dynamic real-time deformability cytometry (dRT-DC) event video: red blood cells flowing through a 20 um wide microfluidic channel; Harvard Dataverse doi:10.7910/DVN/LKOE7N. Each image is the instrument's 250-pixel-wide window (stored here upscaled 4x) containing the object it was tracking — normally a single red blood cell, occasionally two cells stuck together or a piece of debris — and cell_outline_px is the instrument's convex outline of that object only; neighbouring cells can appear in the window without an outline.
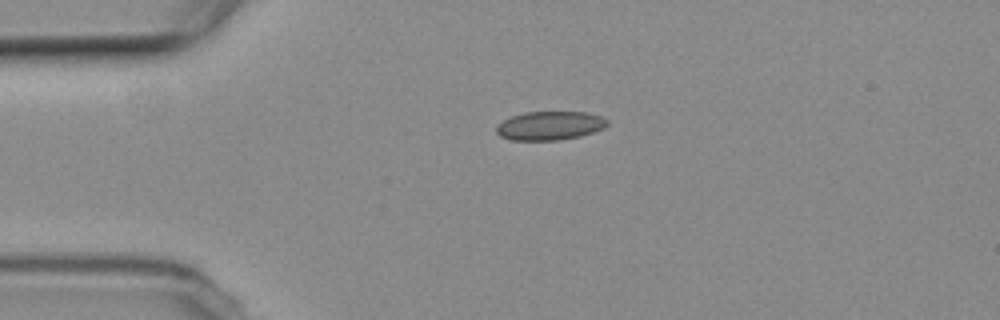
{"species": "common noctule bat (a hibernating species)", "species_latin": "Nyctalus noctula", "temperature_condition": "room temperature", "stored_images_in_passage": 3, "camera_frame_rate_fps": 3000, "um_per_image_px": 0.085, "animal": {"sex": "female", "body_mass_g": 19.3, "forearm_length_mm": 54.1}, "frame": {"image": 1, "passage_image": 1, "time_ms": 0.0, "image_size_px": [1000, 320], "cell_outline_px": [[608, 124], [604, 128], [580, 136], [560, 140], [512, 140], [500, 136], [496, 132], [496, 124], [512, 116], [524, 112], [588, 112], [600, 116], [608, 120]], "centroid_in_image_um": [46.73, 10.68], "position_along_channel_um": 38.3, "area_um2": 18.61}}
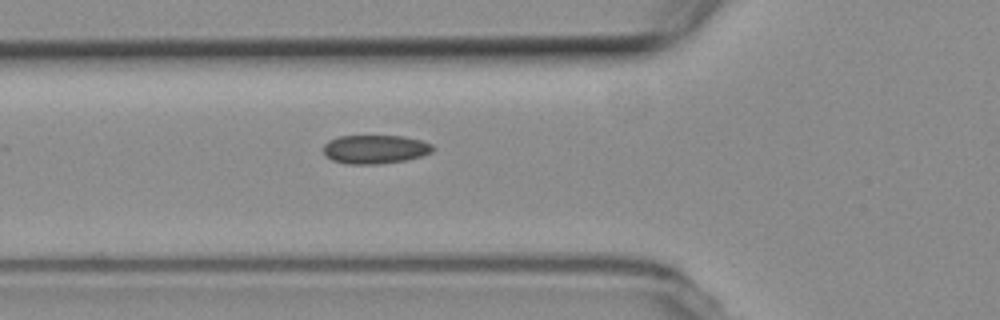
{"frame": {"image": 2, "passage_image": 3, "time_ms": 2.333, "image_size_px": [1000, 320], "cell_outline_px": [[436, 148], [432, 152], [420, 156], [404, 160], [380, 164], [348, 164], [332, 160], [324, 156], [324, 144], [328, 140], [336, 136], [404, 136], [420, 140], [432, 144]], "centroid_in_image_um": [31.86, 12.68], "position_along_channel_um": 93.9, "area_um2": 18.44}}